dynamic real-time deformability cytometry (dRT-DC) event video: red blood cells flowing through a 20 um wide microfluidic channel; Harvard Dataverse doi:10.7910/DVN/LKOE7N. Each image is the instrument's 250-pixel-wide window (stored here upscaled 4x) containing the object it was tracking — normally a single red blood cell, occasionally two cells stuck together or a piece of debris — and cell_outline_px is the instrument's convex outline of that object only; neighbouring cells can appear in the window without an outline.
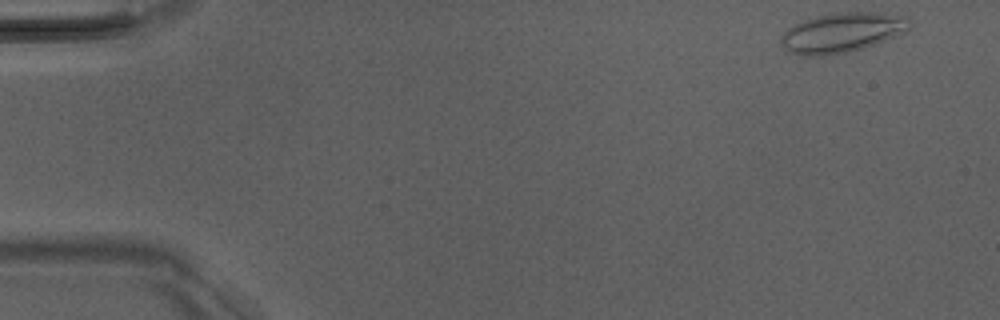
{"species": "Egyptian fruit bat (a non-hibernating species)", "species_latin": "Rousettus aegyptiacus", "temperature_condition": "room temperature", "stored_images_in_passage": 49, "camera_frame_rate_fps": 3000, "um_per_image_px": 0.085, "animal": {"sex": "male"}, "frame": {"image": 1, "passage_image": 1, "time_ms": 0.0, "image_size_px": [1000, 320], "cell_outline_px": [[912, 20], [908, 32], [860, 48], [844, 52], [812, 56], [800, 56], [784, 48], [780, 40], [784, 32], [788, 28], [804, 20], [816, 16], [844, 12], [876, 12], [908, 16]], "centroid_in_image_um": [71.62, 2.74], "position_along_channel_um": 13.4, "area_um2": 29.42}}
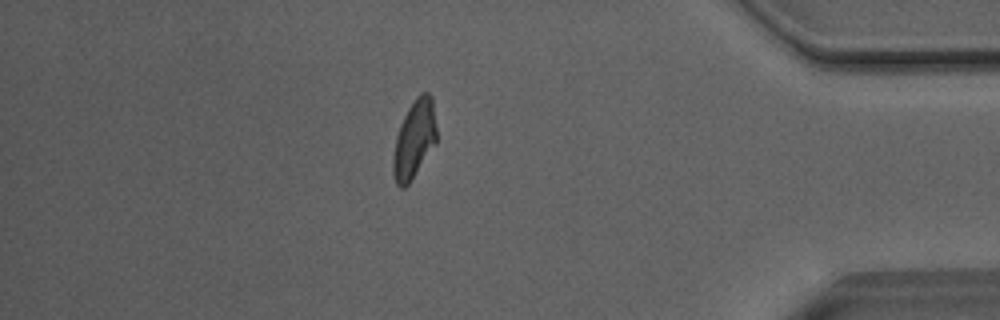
{"frame": {"image": 2, "passage_image": 42, "time_ms": 13.667, "image_size_px": [1000, 320], "cell_outline_px": [[436, 144], [408, 184], [404, 188], [400, 188], [396, 184], [392, 172], [392, 160], [396, 136], [400, 124], [408, 108], [416, 96], [420, 92], [428, 92], [432, 96], [436, 128]], "centroid_in_image_um": [35.2, 11.83], "position_along_channel_um": 400.0, "area_um2": 19.88}}
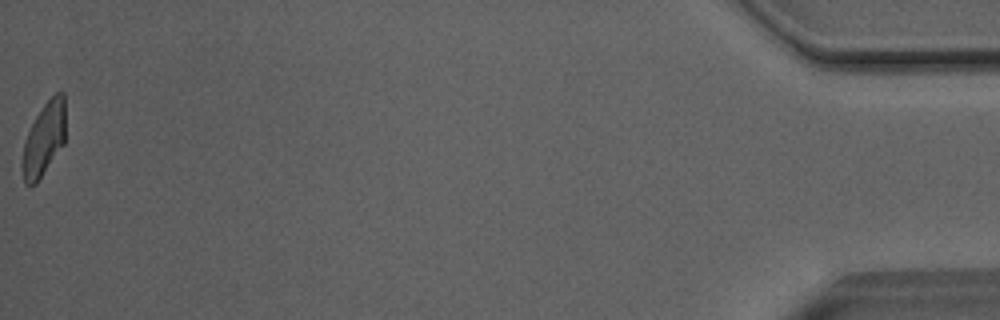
{"frame": {"image": 3, "passage_image": 49, "time_ms": 16.0, "image_size_px": [1000, 320], "cell_outline_px": [[64, 144], [36, 184], [24, 184], [20, 168], [20, 164], [24, 144], [28, 132], [36, 116], [44, 104], [56, 92], [64, 92]], "centroid_in_image_um": [3.71, 11.87], "position_along_channel_um": 431.5, "area_um2": 18.44}, "authors_computed_cell_mechanics": {"area_um2": 20.0566, "velocity_mm_per_s": 4.035, "shape_relaxation_time_tau1_ms": 9.7959, "shape_relaxation_time_tau2_ms": 1.6297, "deformation_change_tau1": 0.2322, "deformation_change_tau2": 0.0877}}